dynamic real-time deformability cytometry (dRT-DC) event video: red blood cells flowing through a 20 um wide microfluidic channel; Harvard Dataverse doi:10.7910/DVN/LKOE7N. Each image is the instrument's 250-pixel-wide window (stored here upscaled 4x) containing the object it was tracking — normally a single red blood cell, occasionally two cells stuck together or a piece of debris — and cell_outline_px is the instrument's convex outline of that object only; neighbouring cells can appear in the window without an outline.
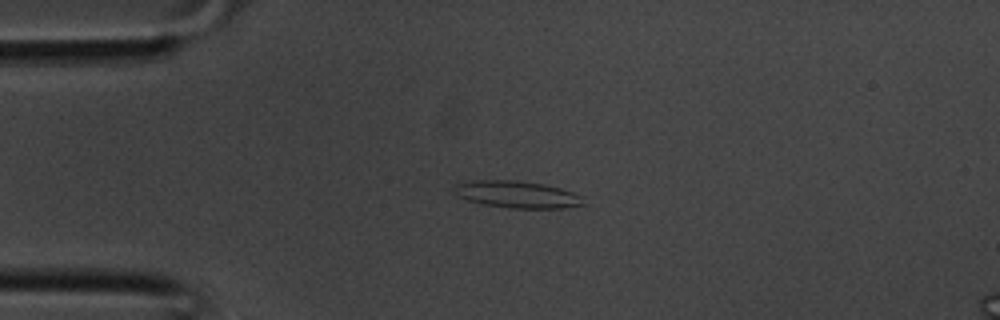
{"species": "common noctule bat (a hibernating species)", "species_latin": "Nyctalus noctula", "temperature_condition": "room temperature", "stored_images_in_passage": 35, "camera_frame_rate_fps": 3000, "um_per_image_px": 0.085, "animal": {"sex": "male", "body_mass_g": 20.1, "forearm_length_mm": 53.5}, "frame": {"image": 1, "passage_image": 7, "time_ms": 2.0, "image_size_px": [1000, 320], "cell_outline_px": [[588, 204], [564, 208], [508, 208], [484, 204], [468, 200], [456, 196], [452, 192], [452, 188], [456, 184], [472, 180], [516, 180], [544, 184], [560, 188], [584, 196]], "centroid_in_image_um": [43.97, 16.53], "position_along_channel_um": 41.0, "area_um2": 20.69}}
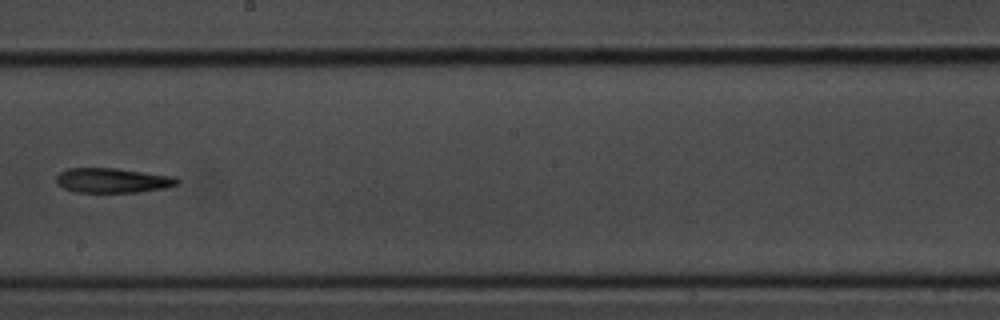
{"frame": {"image": 2, "passage_image": 19, "time_ms": 6.0, "image_size_px": [1000, 320], "cell_outline_px": [[180, 184], [164, 188], [140, 192], [76, 192], [64, 188], [56, 180], [56, 176], [60, 172], [68, 168], [116, 168], [176, 176], [180, 180]], "centroid_in_image_um": [9.63, 15.33], "position_along_channel_um": 238.6, "area_um2": 17.51}}
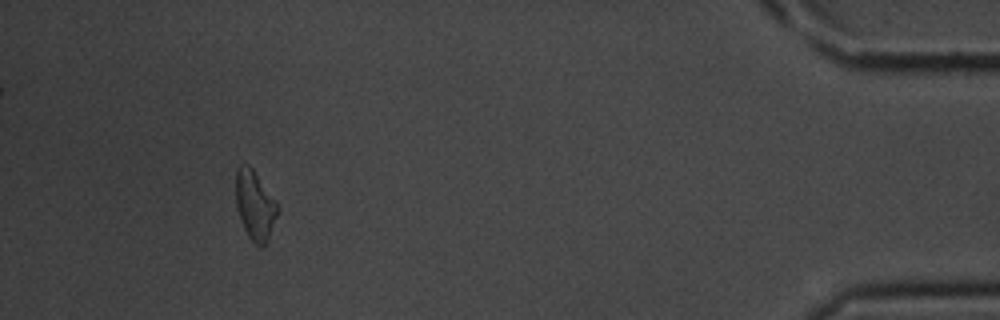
{"frame": {"image": 3, "passage_image": 32, "time_ms": 10.333, "image_size_px": [1000, 320], "cell_outline_px": [[276, 216], [268, 240], [260, 248], [248, 236], [244, 228], [236, 204], [236, 168], [240, 164], [248, 164], [252, 168], [276, 200]], "centroid_in_image_um": [21.65, 17.41], "position_along_channel_um": 413.6, "area_um2": 16.47}}